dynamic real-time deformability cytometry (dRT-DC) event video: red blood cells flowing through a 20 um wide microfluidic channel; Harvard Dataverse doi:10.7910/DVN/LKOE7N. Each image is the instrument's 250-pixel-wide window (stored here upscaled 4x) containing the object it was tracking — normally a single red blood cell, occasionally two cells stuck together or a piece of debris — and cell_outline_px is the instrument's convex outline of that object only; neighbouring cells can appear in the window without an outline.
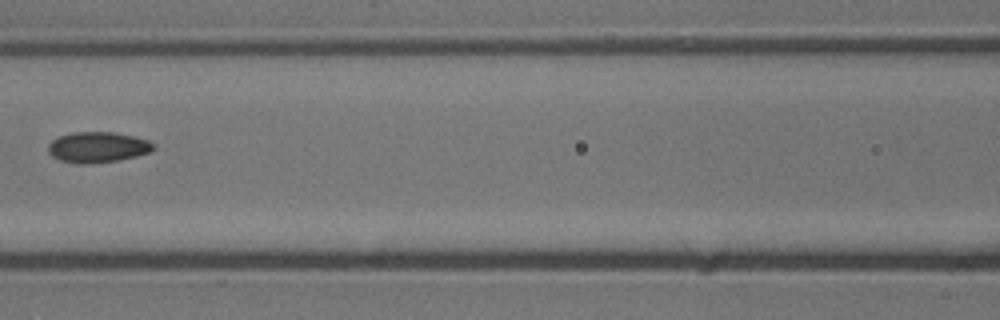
{"species": "common noctule bat (a hibernating species)", "species_latin": "Nyctalus noctula", "temperature_condition": "cold", "stored_images_in_passage": 8, "camera_frame_rate_fps": 3000, "um_per_image_px": 0.085, "animal": {"sex": "male", "body_mass_g": 13.3}, "frame": {"image": 1, "passage_image": 7, "time_ms": 2.0, "image_size_px": [1000, 320], "cell_outline_px": [[152, 148], [148, 152], [136, 156], [116, 160], [84, 164], [80, 164], [60, 160], [52, 156], [48, 152], [48, 144], [52, 140], [60, 136], [72, 132], [112, 132], [132, 136], [148, 140], [152, 144]], "centroid_in_image_um": [8.23, 12.5], "position_along_channel_um": 158.4, "area_um2": 18.44}}
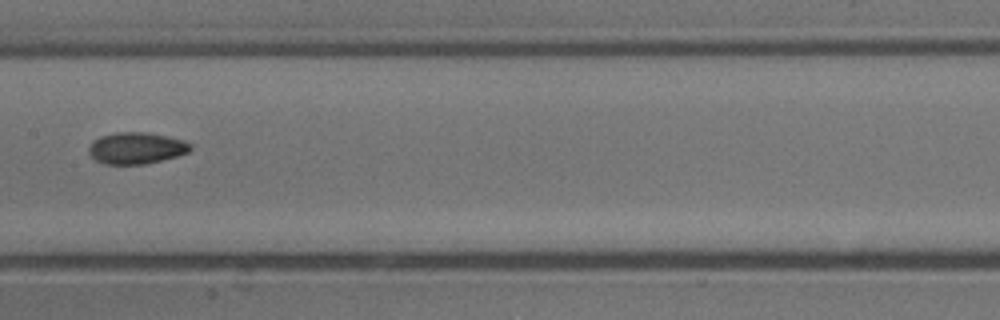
{"frame": {"image": 2, "passage_image": 8, "time_ms": 2.333, "image_size_px": [1000, 320], "cell_outline_px": [[192, 148], [188, 152], [176, 156], [144, 164], [104, 164], [96, 160], [88, 152], [88, 148], [100, 136], [116, 132], [148, 132], [184, 140], [192, 144]], "centroid_in_image_um": [11.6, 12.58], "position_along_channel_um": 195.8, "area_um2": 18.55}}